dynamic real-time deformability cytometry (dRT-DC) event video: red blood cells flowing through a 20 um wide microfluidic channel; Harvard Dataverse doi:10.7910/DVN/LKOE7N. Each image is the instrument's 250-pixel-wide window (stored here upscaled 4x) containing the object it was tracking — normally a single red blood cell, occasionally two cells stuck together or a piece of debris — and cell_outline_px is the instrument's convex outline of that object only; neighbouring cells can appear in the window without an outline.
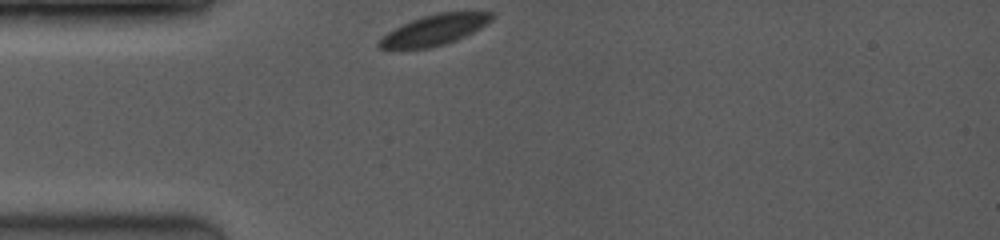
{"species": "common noctule bat (a hibernating species)", "species_latin": "Nyctalus noctula", "temperature_condition": "room temperature", "stored_images_in_passage": 9, "camera_frame_rate_fps": 3500, "um_per_image_px": 0.085, "animal": {"sex": "female", "body_mass_g": 19.0, "forearm_length_mm": 53.3}, "frame": {"image": 1, "passage_image": 1, "time_ms": 0.0, "image_size_px": [1000, 240], "cell_outline_px": [[492, 20], [480, 28], [456, 40], [444, 44], [428, 48], [380, 48], [376, 44], [376, 40], [388, 32], [412, 20], [436, 12], [492, 12]], "centroid_in_image_um": [36.9, 2.54], "position_along_channel_um": 48.1, "area_um2": 19.65}}
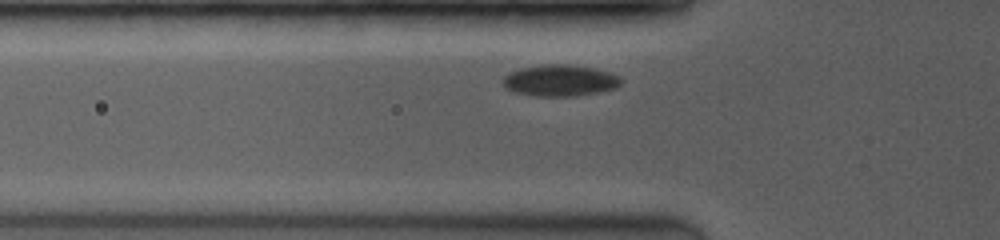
{"frame": {"image": 2, "passage_image": 6, "time_ms": 1.143, "image_size_px": [1000, 240], "cell_outline_px": [[620, 84], [616, 88], [600, 92], [576, 96], [536, 96], [516, 92], [504, 88], [500, 80], [508, 72], [520, 68], [544, 64], [568, 64], [592, 68], [608, 72], [620, 76]], "centroid_in_image_um": [47.55, 6.84], "position_along_channel_um": 78.3, "area_um2": 21.79}}